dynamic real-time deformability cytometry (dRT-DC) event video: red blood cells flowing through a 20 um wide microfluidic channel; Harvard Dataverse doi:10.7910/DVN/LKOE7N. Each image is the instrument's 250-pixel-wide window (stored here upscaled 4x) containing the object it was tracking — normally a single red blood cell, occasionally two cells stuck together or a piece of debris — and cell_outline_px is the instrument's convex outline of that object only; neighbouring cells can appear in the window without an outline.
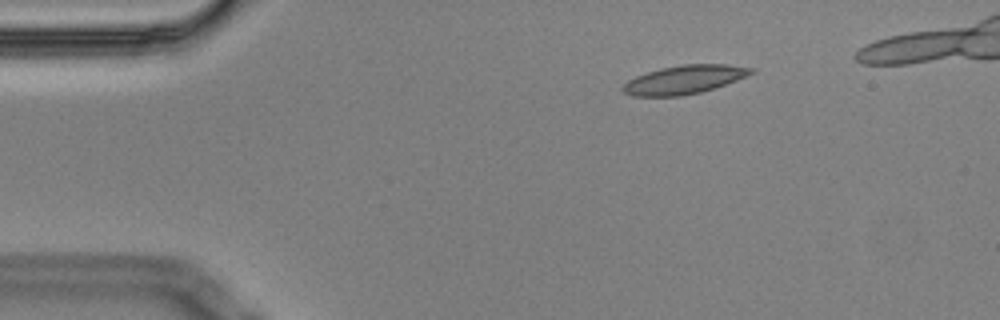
{"species": "Egyptian fruit bat (a non-hibernating species)", "species_latin": "Rousettus aegyptiacus", "temperature_condition": "cold", "stored_images_in_passage": 5, "camera_frame_rate_fps": 3000, "um_per_image_px": 0.085, "animal": {"sex": "male"}, "frame": {"image": 1, "passage_image": 3, "time_ms": 0.667, "image_size_px": [1000, 320], "cell_outline_px": [[756, 72], [736, 80], [700, 92], [680, 96], [632, 96], [624, 92], [620, 88], [628, 80], [636, 76], [660, 68], [684, 64], [724, 64], [756, 68]], "centroid_in_image_um": [58.15, 6.76], "position_along_channel_um": 26.8, "area_um2": 21.21}}